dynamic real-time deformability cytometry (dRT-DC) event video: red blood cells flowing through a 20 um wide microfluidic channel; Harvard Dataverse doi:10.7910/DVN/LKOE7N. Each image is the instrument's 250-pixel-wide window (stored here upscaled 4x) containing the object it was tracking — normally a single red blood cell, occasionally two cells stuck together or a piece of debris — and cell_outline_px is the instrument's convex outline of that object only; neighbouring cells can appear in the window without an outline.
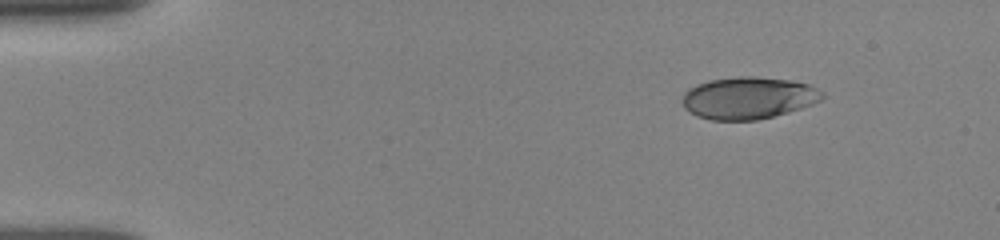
{"species": "human", "species_latin": "Homo sapiens", "temperature_condition": "room temperature", "stored_images_in_passage": 58, "camera_frame_rate_fps": 3000, "um_per_image_px": 0.085, "donor": {"sex": "female"}, "frame": {"image": 1, "passage_image": 1, "time_ms": 0.0, "image_size_px": [1000, 240], "cell_outline_px": [[824, 96], [820, 100], [812, 104], [800, 108], [772, 116], [756, 120], [712, 120], [696, 116], [684, 108], [684, 92], [688, 88], [696, 84], [708, 80], [740, 76], [756, 76], [788, 80], [808, 84], [824, 92]], "centroid_in_image_um": [63.59, 8.32], "position_along_channel_um": 21.4, "area_um2": 34.16}}
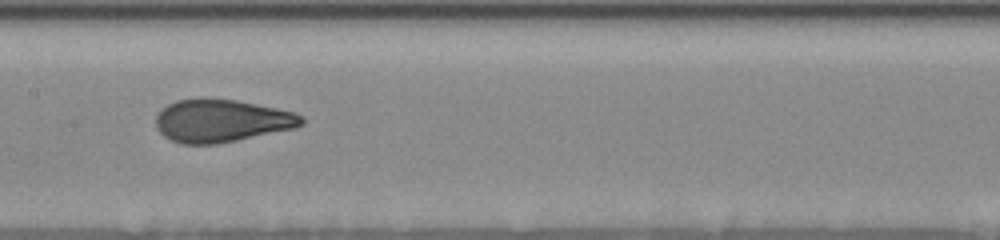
{"frame": {"image": 2, "passage_image": 29, "time_ms": 6.667, "image_size_px": [1000, 240], "cell_outline_px": [[304, 124], [292, 128], [236, 140], [216, 144], [180, 144], [164, 136], [156, 128], [156, 116], [160, 108], [176, 100], [204, 96], [236, 100], [296, 112], [304, 120]], "centroid_in_image_um": [18.76, 10.23], "position_along_channel_um": 188.6, "area_um2": 36.53}}
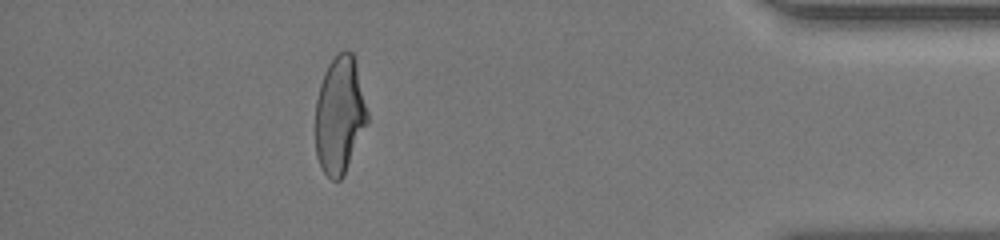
{"frame": {"image": 3, "passage_image": 49, "time_ms": 13.333, "image_size_px": [1000, 240], "cell_outline_px": [[368, 124], [344, 176], [340, 180], [332, 180], [324, 172], [316, 156], [316, 100], [320, 84], [324, 72], [328, 64], [344, 48], [348, 48], [352, 52], [356, 60], [368, 112]], "centroid_in_image_um": [28.89, 9.77], "position_along_channel_um": 406.3, "area_um2": 35.95}, "authors_computed_cell_mechanics": {"area_um2": 36.2117, "velocity_mm_per_s": 3.9044, "shape_relaxation_time_tau1_ms": 4.4862, "shape_relaxation_time_tau2_ms": null, "deformation_change_tau1": 0.1885, "deformation_change_tau2": null}}